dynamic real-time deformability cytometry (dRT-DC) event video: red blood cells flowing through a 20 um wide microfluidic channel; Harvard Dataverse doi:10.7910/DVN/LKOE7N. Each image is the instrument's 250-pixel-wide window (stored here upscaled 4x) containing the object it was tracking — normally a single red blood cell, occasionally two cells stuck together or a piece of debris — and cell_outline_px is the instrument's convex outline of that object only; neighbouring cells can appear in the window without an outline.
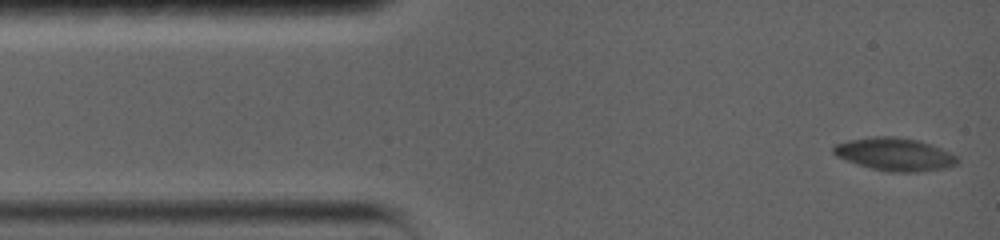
{"species": "common noctule bat (a hibernating species)", "species_latin": "Nyctalus noctula", "temperature_condition": "warm", "stored_images_in_passage": 15, "camera_frame_rate_fps": 5000, "um_per_image_px": 0.085, "animal": {"sex": "female", "body_mass_g": 19.0, "forearm_length_mm": 56.7}, "frame": {"image": 1, "passage_image": 1, "time_ms": 0.0, "image_size_px": [1000, 240], "cell_outline_px": [[956, 160], [952, 164], [940, 168], [920, 172], [888, 172], [856, 164], [832, 152], [832, 148], [836, 144], [848, 140], [888, 136], [916, 140], [928, 144], [948, 152], [956, 156]], "centroid_in_image_um": [75.99, 13.12], "position_along_channel_um": 9.0, "area_um2": 22.72}}